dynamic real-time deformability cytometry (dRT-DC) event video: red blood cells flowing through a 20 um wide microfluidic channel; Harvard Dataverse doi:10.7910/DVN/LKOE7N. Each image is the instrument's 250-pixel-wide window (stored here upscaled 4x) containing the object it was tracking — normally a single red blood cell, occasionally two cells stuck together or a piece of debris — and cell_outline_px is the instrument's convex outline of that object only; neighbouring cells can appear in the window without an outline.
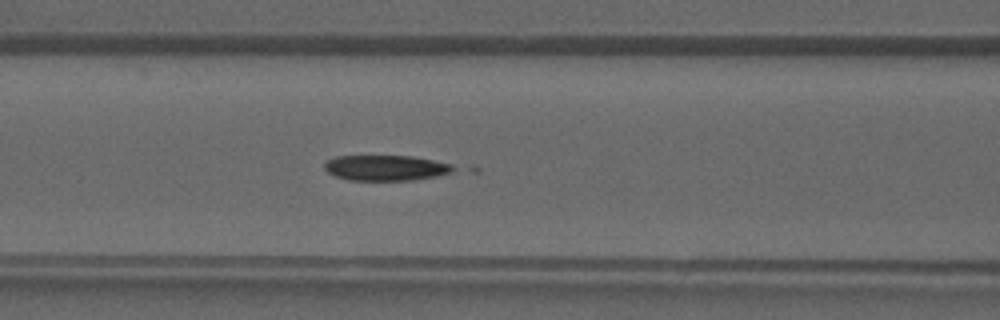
{"species": "common noctule bat (a hibernating species)", "species_latin": "Nyctalus noctula", "temperature_condition": "warm", "stored_images_in_passage": 38, "camera_frame_rate_fps": 3000, "um_per_image_px": 0.085, "animal": {"sex": "male", "forearm_length_mm": 52.5}, "frame": {"image": 1, "passage_image": 14, "time_ms": 4.333, "image_size_px": [1000, 320], "cell_outline_px": [[460, 168], [452, 172], [436, 176], [412, 180], [348, 180], [336, 176], [328, 172], [324, 168], [324, 164], [328, 160], [336, 156], [412, 156], [452, 164]], "centroid_in_image_um": [32.83, 14.27], "position_along_channel_um": 133.8, "area_um2": 19.13}}
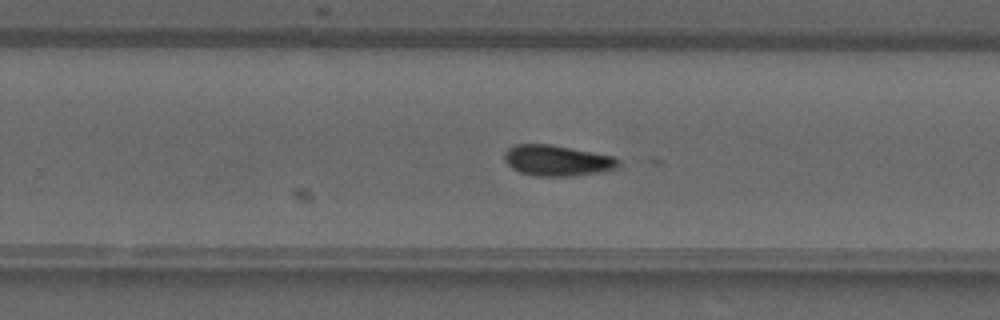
{"frame": {"image": 2, "passage_image": 23, "time_ms": 7.333, "image_size_px": [1000, 320], "cell_outline_px": [[620, 164], [616, 168], [604, 172], [572, 176], [540, 176], [520, 172], [512, 168], [504, 160], [504, 152], [508, 148], [516, 144], [548, 144], [592, 152], [612, 156], [620, 160]], "centroid_in_image_um": [47.36, 13.65], "position_along_channel_um": 282.4, "area_um2": 20.4}}
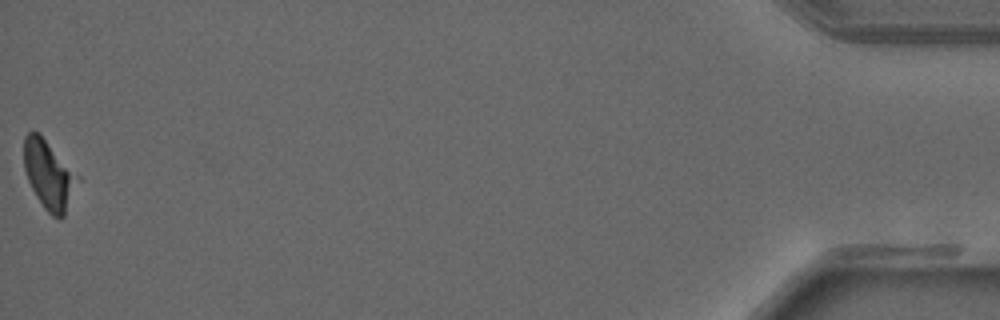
{"frame": {"image": 3, "passage_image": 38, "time_ms": 12.333, "image_size_px": [1000, 320], "cell_outline_px": [[80, 180], [64, 216], [60, 220], [52, 216], [44, 208], [36, 196], [28, 180], [24, 168], [24, 136], [32, 128], [40, 132], [80, 176]], "centroid_in_image_um": [4.17, 14.82], "position_along_channel_um": 431.0, "area_um2": 21.96}}